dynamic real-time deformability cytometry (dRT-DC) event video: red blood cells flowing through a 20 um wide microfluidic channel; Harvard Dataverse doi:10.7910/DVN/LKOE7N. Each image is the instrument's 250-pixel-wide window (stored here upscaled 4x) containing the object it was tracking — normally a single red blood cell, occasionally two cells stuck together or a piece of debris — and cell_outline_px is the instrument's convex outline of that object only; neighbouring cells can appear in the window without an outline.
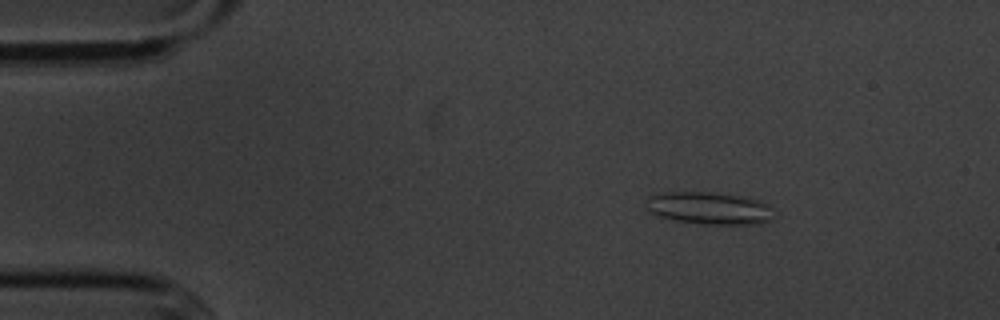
{"species": "common noctule bat (a hibernating species)", "species_latin": "Nyctalus noctula", "temperature_condition": "cold", "stored_images_in_passage": 52, "camera_frame_rate_fps": 3000, "um_per_image_px": 0.085, "animal": {"sex": "male", "body_mass_g": 20.1, "forearm_length_mm": 53.5}, "frame": {"image": 1, "passage_image": 5, "time_ms": 1.333, "image_size_px": [1000, 320], "cell_outline_px": [[772, 208], [768, 220], [760, 224], [704, 224], [676, 220], [660, 216], [652, 212], [648, 208], [648, 196], [664, 192], [708, 192], [740, 196], [760, 200], [768, 204]], "centroid_in_image_um": [60.29, 17.69], "position_along_channel_um": 24.7, "area_um2": 23.64}}
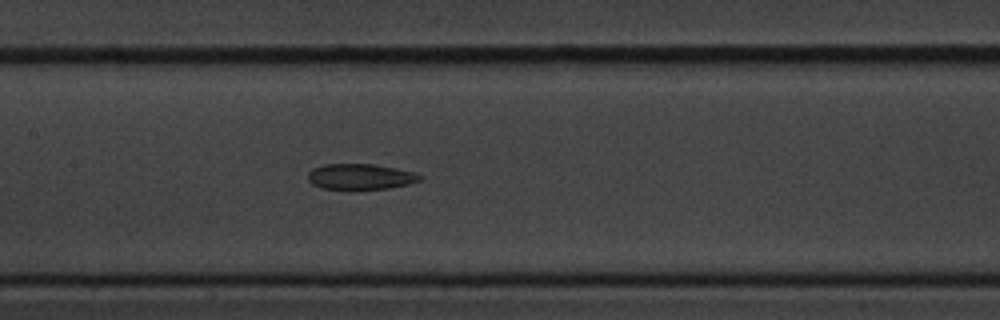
{"frame": {"image": 2, "passage_image": 23, "time_ms": 7.333, "image_size_px": [1000, 320], "cell_outline_px": [[424, 176], [420, 180], [408, 184], [388, 188], [320, 188], [312, 184], [308, 180], [308, 172], [312, 168], [324, 164], [372, 164], [396, 168], [412, 172]], "centroid_in_image_um": [30.61, 14.99], "position_along_channel_um": 176.8, "area_um2": 16.47}}
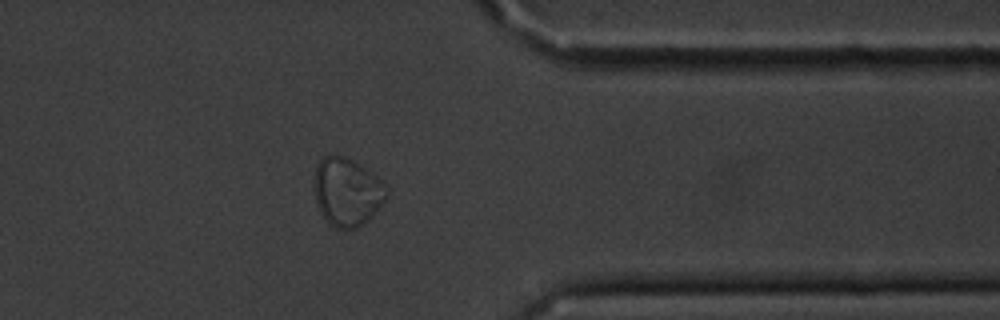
{"frame": {"image": 3, "passage_image": 41, "time_ms": 13.333, "image_size_px": [1000, 320], "cell_outline_px": [[388, 196], [372, 216], [368, 220], [356, 228], [336, 228], [328, 224], [324, 220], [316, 204], [312, 188], [312, 184], [316, 168], [320, 160], [324, 156], [344, 156], [352, 160], [372, 172], [388, 188]], "centroid_in_image_um": [29.46, 16.33], "position_along_channel_um": 381.9, "area_um2": 29.02}}